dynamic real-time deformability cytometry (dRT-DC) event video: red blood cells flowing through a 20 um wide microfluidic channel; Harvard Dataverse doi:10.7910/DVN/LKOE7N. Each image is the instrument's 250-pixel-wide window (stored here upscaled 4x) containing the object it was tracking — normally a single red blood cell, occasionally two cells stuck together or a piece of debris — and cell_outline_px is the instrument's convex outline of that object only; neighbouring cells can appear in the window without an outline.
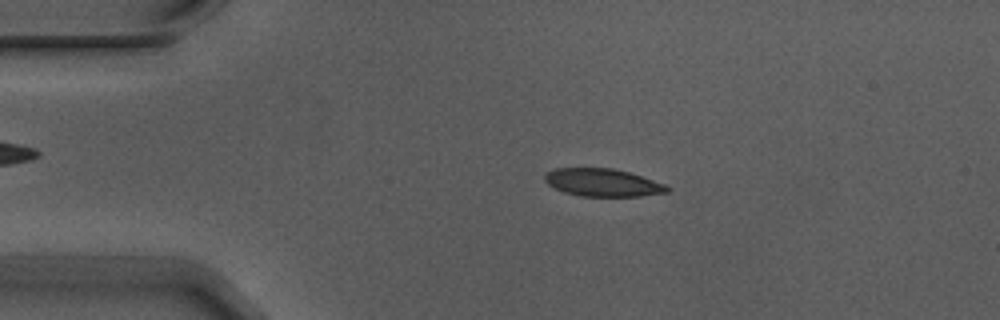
{"species": "Egyptian fruit bat (a non-hibernating species)", "species_latin": "Rousettus aegyptiacus", "temperature_condition": "warm", "stored_images_in_passage": 5, "camera_frame_rate_fps": 3000, "um_per_image_px": 0.085, "animal": {"sex": "male"}, "frame": {"image": 1, "passage_image": 4, "time_ms": 1.0, "image_size_px": [1000, 320], "cell_outline_px": [[672, 188], [668, 192], [640, 196], [580, 196], [564, 192], [548, 184], [544, 180], [544, 176], [548, 172], [556, 168], [612, 168], [628, 172], [664, 184]], "centroid_in_image_um": [51.23, 15.52], "position_along_channel_um": 33.8, "area_um2": 19.59}}